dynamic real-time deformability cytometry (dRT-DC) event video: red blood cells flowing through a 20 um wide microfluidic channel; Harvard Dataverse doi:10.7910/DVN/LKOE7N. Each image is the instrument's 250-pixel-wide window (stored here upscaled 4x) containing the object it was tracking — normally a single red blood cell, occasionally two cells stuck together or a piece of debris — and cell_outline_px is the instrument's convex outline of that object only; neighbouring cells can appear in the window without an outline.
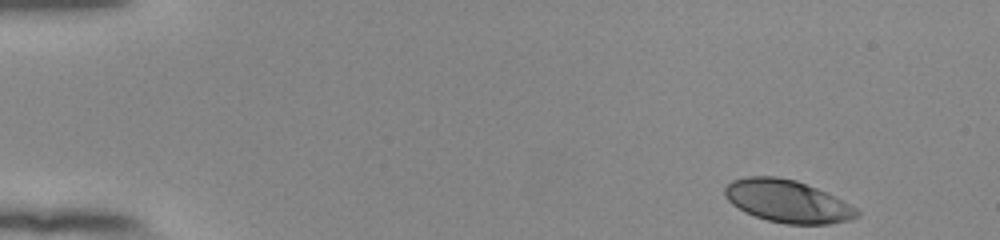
{"species": "human", "species_latin": "Homo sapiens", "temperature_condition": "room temperature", "stored_images_in_passage": 50, "camera_frame_rate_fps": 3000, "um_per_image_px": 0.085, "donor": {"sex": "female"}, "frame": {"image": 1, "passage_image": 1, "time_ms": 0.0, "image_size_px": [1000, 240], "cell_outline_px": [[860, 216], [848, 220], [828, 224], [788, 224], [768, 220], [744, 212], [732, 204], [724, 196], [724, 188], [732, 180], [748, 176], [776, 176], [796, 180], [816, 188], [856, 208], [860, 212]], "centroid_in_image_um": [66.89, 17.1], "position_along_channel_um": 18.1, "area_um2": 32.43}}
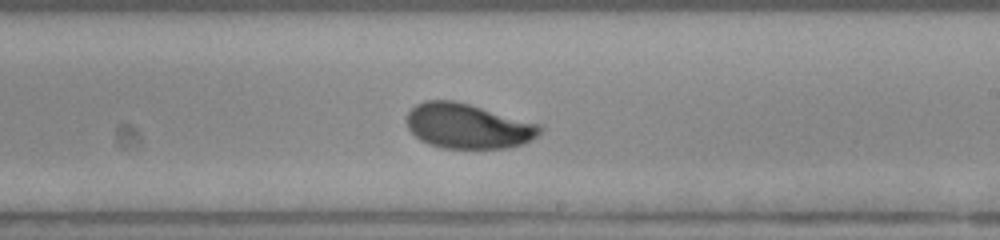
{"frame": {"image": 2, "passage_image": 29, "time_ms": 9.333, "image_size_px": [1000, 240], "cell_outline_px": [[544, 128], [532, 140], [524, 144], [508, 148], [440, 148], [428, 144], [420, 140], [408, 128], [408, 112], [416, 104], [424, 100], [456, 100], [540, 124]], "centroid_in_image_um": [39.79, 10.72], "position_along_channel_um": 249.2, "area_um2": 35.03}}
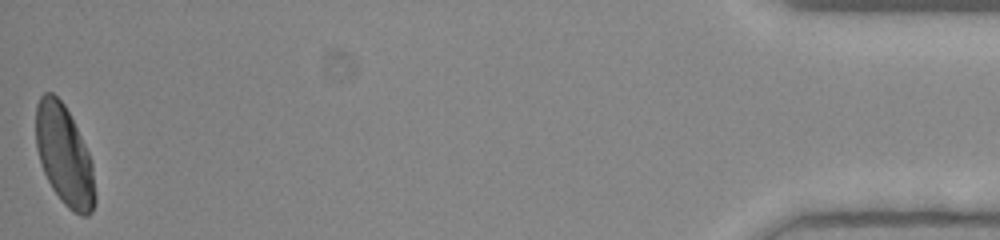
{"frame": {"image": 3, "passage_image": 50, "time_ms": 16.333, "image_size_px": [1000, 240], "cell_outline_px": [[96, 200], [92, 212], [88, 216], [80, 216], [72, 212], [60, 200], [52, 188], [44, 172], [36, 148], [36, 104], [40, 96], [44, 92], [52, 92], [64, 104], [88, 152], [92, 164], [96, 196]], "centroid_in_image_um": [5.46, 13.25], "position_along_channel_um": 429.7, "area_um2": 34.33}, "authors_computed_cell_mechanics": {"area_um2": 34.3043, "velocity_mm_per_s": 3.8288, "shape_relaxation_time_tau1_ms": 3.012, "shape_relaxation_time_tau2_ms": null, "deformation_change_tau1": 0.1514, "deformation_change_tau2": null}}